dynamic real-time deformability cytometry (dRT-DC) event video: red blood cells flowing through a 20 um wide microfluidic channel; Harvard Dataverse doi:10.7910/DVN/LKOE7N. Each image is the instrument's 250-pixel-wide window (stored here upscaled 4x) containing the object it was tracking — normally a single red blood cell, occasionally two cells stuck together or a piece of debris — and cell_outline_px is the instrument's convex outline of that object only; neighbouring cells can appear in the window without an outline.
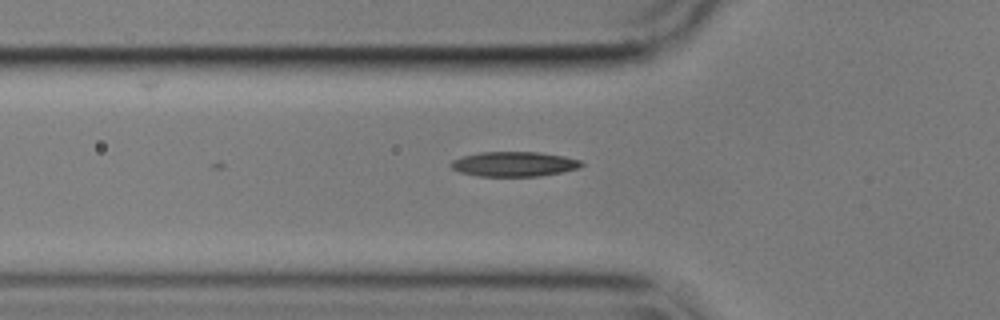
{"species": "common noctule bat (a hibernating species)", "species_latin": "Nyctalus noctula", "temperature_condition": "cold", "stored_images_in_passage": 4, "camera_frame_rate_fps": 3000, "um_per_image_px": 0.085, "animal": {"sex": "male", "body_mass_g": 17.9}, "frame": {"image": 1, "passage_image": 4, "time_ms": 1.0, "image_size_px": [1000, 320], "cell_outline_px": [[584, 164], [580, 168], [540, 176], [476, 176], [460, 172], [452, 168], [448, 164], [452, 160], [460, 156], [480, 152], [540, 152], [564, 156], [580, 160]], "centroid_in_image_um": [43.66, 13.94], "position_along_channel_um": 82.1, "area_um2": 19.02}}